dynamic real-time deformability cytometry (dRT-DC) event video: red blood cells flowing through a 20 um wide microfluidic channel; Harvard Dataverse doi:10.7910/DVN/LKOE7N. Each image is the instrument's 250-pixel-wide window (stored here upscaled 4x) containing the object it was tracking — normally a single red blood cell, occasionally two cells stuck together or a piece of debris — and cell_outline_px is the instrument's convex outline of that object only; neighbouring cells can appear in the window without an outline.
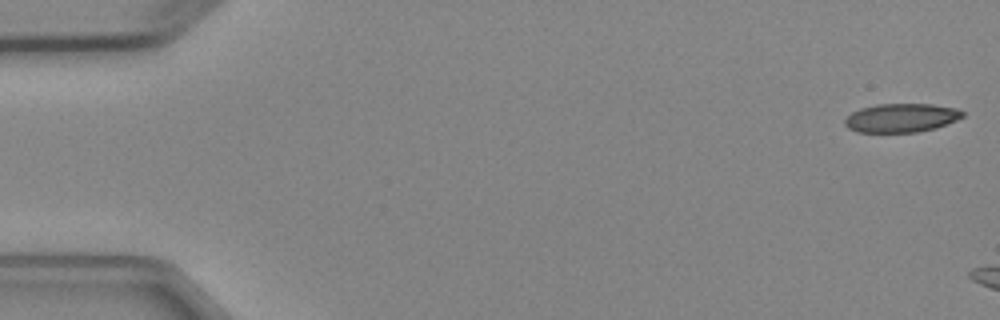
{"species": "Egyptian fruit bat (a non-hibernating species)", "species_latin": "Rousettus aegyptiacus", "temperature_condition": "cold", "stored_images_in_passage": 3, "camera_frame_rate_fps": 3000, "um_per_image_px": 0.085, "animal": {"sex": "female"}, "frame": {"image": 1, "passage_image": 1, "time_ms": 0.0, "image_size_px": [1000, 320], "cell_outline_px": [[964, 116], [956, 120], [936, 128], [916, 132], [856, 132], [848, 128], [844, 124], [844, 120], [852, 112], [860, 108], [876, 104], [932, 104], [956, 108], [964, 112]], "centroid_in_image_um": [76.6, 10.01], "position_along_channel_um": 8.4, "area_um2": 19.77}}